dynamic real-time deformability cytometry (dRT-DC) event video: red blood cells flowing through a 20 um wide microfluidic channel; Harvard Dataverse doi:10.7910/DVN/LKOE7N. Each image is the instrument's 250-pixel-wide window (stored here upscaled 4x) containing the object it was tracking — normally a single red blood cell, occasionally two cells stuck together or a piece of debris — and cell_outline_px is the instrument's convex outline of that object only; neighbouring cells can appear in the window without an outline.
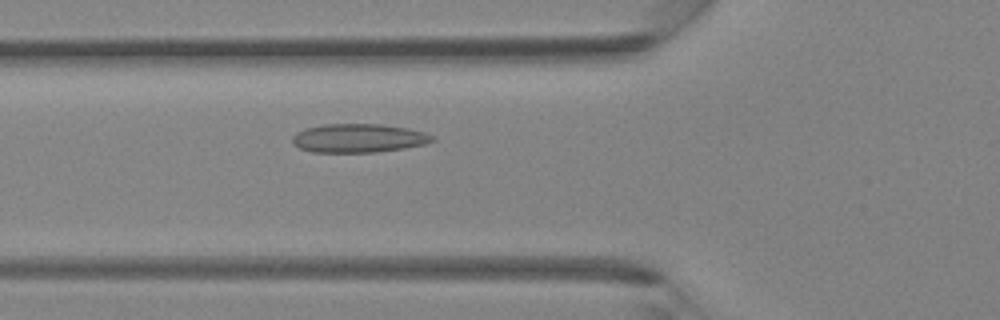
{"species": "Egyptian fruit bat (a non-hibernating species)", "species_latin": "Rousettus aegyptiacus", "temperature_condition": "room temperature", "stored_images_in_passage": 41, "camera_frame_rate_fps": 3000, "um_per_image_px": 0.085, "animal": {"sex": "female"}, "frame": {"image": 1, "passage_image": 14, "time_ms": 4.333, "image_size_px": [1000, 320], "cell_outline_px": [[436, 140], [424, 144], [404, 148], [376, 152], [312, 152], [300, 148], [292, 144], [292, 136], [296, 132], [308, 128], [324, 124], [380, 124], [408, 128], [424, 132], [436, 136]], "centroid_in_image_um": [30.49, 11.74], "position_along_channel_um": 95.3, "area_um2": 23.47}}
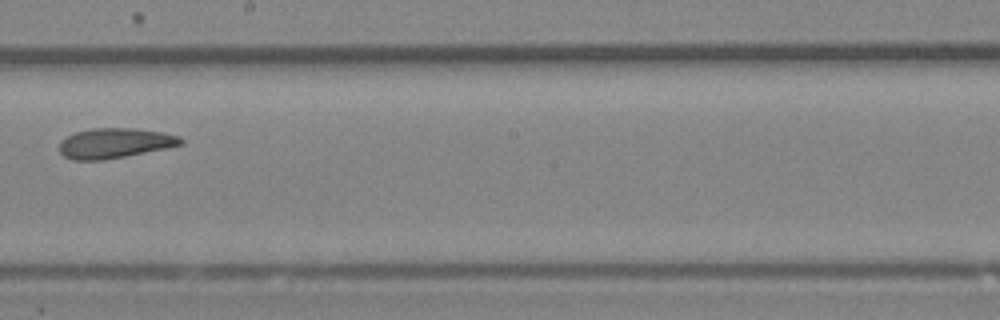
{"frame": {"image": 2, "passage_image": 23, "time_ms": 7.333, "image_size_px": [1000, 320], "cell_outline_px": [[184, 144], [104, 160], [72, 160], [64, 156], [60, 152], [60, 140], [76, 132], [92, 128], [136, 128], [160, 132], [180, 136], [184, 140]], "centroid_in_image_um": [9.74, 12.16], "position_along_channel_um": 238.5, "area_um2": 21.1}}
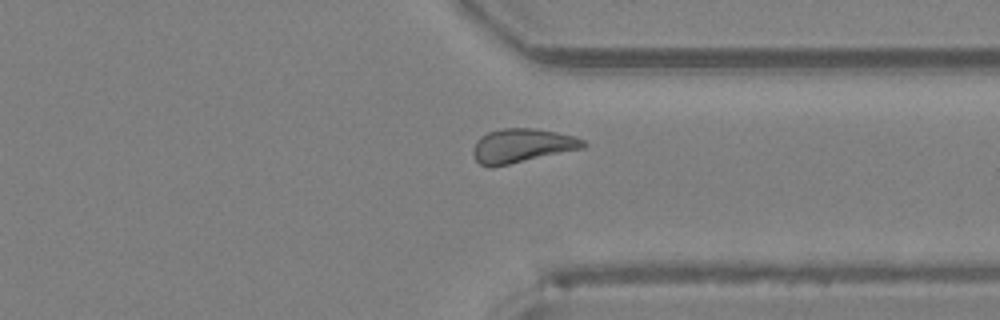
{"frame": {"image": 3, "passage_image": 31, "time_ms": 10.0, "image_size_px": [1000, 320], "cell_outline_px": [[588, 144], [584, 148], [492, 168], [488, 168], [480, 164], [476, 160], [472, 152], [472, 148], [476, 140], [480, 136], [488, 132], [504, 128], [536, 128], [576, 136], [584, 140]], "centroid_in_image_um": [44.36, 12.39], "position_along_channel_um": 367.0, "area_um2": 22.14}}